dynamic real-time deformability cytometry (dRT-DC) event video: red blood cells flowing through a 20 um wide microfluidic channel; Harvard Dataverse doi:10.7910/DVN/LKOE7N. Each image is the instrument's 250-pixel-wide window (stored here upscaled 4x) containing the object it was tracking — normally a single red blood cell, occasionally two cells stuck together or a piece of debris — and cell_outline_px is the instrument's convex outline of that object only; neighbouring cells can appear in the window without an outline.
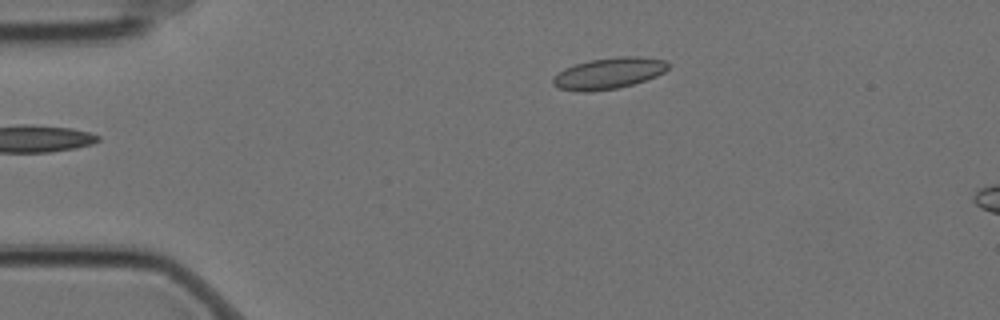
{"species": "Egyptian fruit bat (a non-hibernating species)", "species_latin": "Rousettus aegyptiacus", "temperature_condition": "cold", "stored_images_in_passage": 3, "camera_frame_rate_fps": 3000, "um_per_image_px": 0.085, "animal": {"sex": "female"}, "frame": {"image": 1, "passage_image": 3, "time_ms": 0.667, "image_size_px": [1000, 320], "cell_outline_px": [[668, 68], [664, 72], [656, 76], [632, 84], [616, 88], [588, 92], [584, 92], [560, 88], [552, 84], [552, 80], [564, 68], [576, 64], [592, 60], [620, 56], [636, 56], [664, 60], [668, 64]], "centroid_in_image_um": [51.75, 6.23], "position_along_channel_um": 33.3, "area_um2": 20.52}}